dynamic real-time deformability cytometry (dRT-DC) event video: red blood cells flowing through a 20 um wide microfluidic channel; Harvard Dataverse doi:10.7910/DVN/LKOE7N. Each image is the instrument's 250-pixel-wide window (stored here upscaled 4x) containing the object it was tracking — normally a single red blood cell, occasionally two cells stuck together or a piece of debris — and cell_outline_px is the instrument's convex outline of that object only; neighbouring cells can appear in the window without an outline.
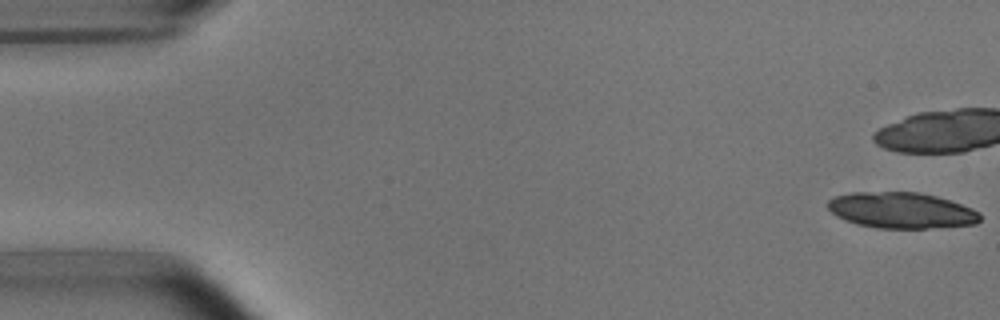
{"species": "common noctule bat (a hibernating species)", "species_latin": "Nyctalus noctula", "temperature_condition": "room temperature", "stored_images_in_passage": 10, "camera_frame_rate_fps": 3000, "um_per_image_px": 0.085, "animal": {"sex": "male", "body_mass_g": 15.6}, "frame": {"image": 1, "passage_image": 1, "time_ms": 0.0, "image_size_px": [1000, 320], "cell_outline_px": [[980, 220], [976, 224], [928, 228], [876, 228], [856, 224], [836, 216], [828, 208], [828, 200], [832, 196], [852, 192], [916, 192], [936, 196], [972, 208], [980, 212]], "centroid_in_image_um": [76.59, 17.88], "position_along_channel_um": 8.4, "area_um2": 31.91}}